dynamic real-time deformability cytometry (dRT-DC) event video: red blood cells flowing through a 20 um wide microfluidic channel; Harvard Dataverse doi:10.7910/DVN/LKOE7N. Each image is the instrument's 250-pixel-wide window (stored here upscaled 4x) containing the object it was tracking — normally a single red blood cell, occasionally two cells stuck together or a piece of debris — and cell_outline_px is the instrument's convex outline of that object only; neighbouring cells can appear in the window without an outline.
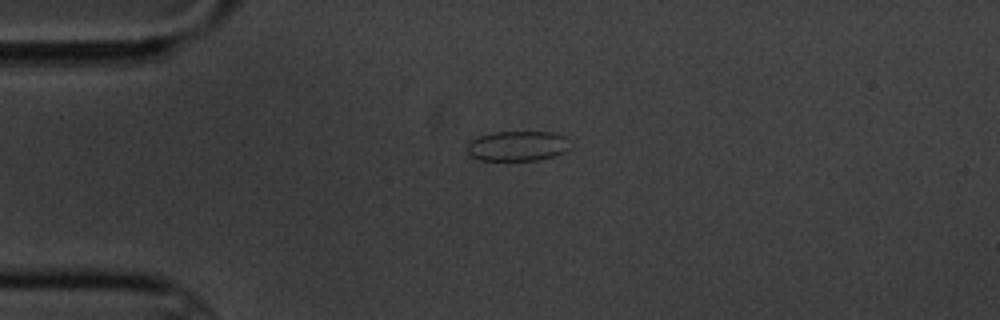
{"species": "common noctule bat (a hibernating species)", "species_latin": "Nyctalus noctula", "temperature_condition": "cold", "stored_images_in_passage": 2, "camera_frame_rate_fps": 3000, "um_per_image_px": 0.085, "animal": {"sex": "male", "body_mass_g": 20.1, "forearm_length_mm": 53.5}, "frame": {"image": 1, "passage_image": 1, "time_ms": 0.0, "image_size_px": [1000, 320], "cell_outline_px": [[568, 148], [564, 152], [552, 156], [536, 160], [480, 160], [472, 156], [464, 148], [468, 140], [492, 132], [552, 132], [564, 136]], "centroid_in_image_um": [43.89, 12.4], "position_along_channel_um": 41.1, "area_um2": 17.92}}